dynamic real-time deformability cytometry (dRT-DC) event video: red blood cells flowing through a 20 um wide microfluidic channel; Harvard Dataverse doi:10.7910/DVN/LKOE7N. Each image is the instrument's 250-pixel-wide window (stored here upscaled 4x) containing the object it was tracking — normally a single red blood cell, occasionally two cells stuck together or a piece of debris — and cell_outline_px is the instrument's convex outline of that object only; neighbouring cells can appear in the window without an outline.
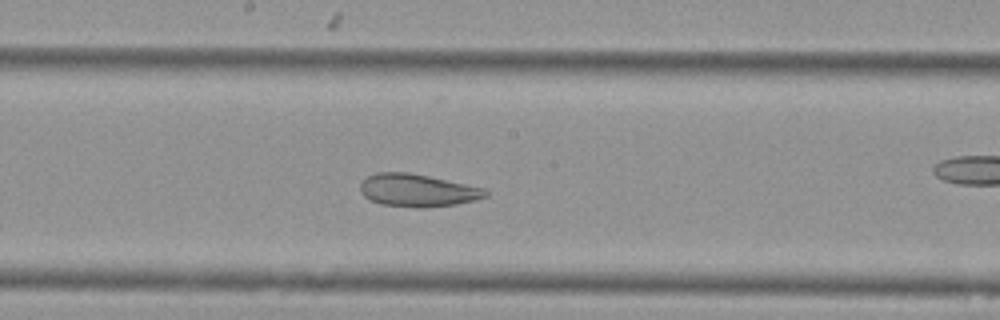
{"species": "Egyptian fruit bat (a non-hibernating species)", "species_latin": "Rousettus aegyptiacus", "temperature_condition": "cold", "stored_images_in_passage": 35, "camera_frame_rate_fps": 3000, "um_per_image_px": 0.085, "animal": {"sex": "female"}, "frame": {"image": 1, "passage_image": 20, "time_ms": 6.333, "image_size_px": [1000, 320], "cell_outline_px": [[488, 196], [476, 200], [456, 204], [420, 208], [416, 208], [380, 204], [368, 200], [360, 192], [360, 184], [368, 176], [376, 172], [408, 172], [428, 176], [484, 188], [488, 192]], "centroid_in_image_um": [35.46, 16.19], "position_along_channel_um": 212.7, "area_um2": 23.87}, "authors_computed_cell_mechanics": {"area_um2": 25.6054, "velocity_mm_per_s": 3.5959, "shape_relaxation_time_tau1_ms": null, "shape_relaxation_time_tau2_ms": 2.2119, "deformation_change_tau1": null, "deformation_change_tau2": 0.0948}}